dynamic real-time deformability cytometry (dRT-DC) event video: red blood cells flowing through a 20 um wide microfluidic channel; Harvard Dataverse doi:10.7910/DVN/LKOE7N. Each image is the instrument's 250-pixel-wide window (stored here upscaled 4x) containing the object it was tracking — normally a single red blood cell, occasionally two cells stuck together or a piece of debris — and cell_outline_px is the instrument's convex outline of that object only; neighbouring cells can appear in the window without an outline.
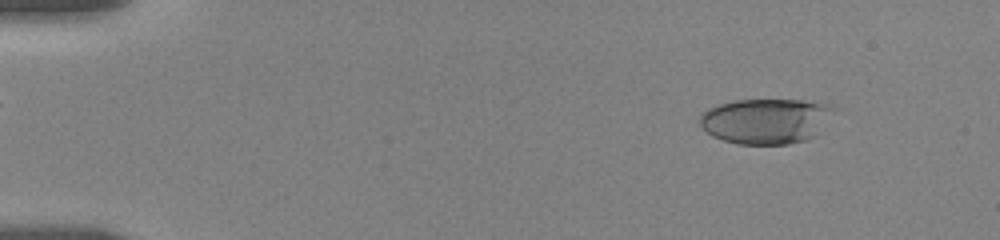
{"species": "human", "species_latin": "Homo sapiens", "temperature_condition": "room temperature", "stored_images_in_passage": 57, "camera_frame_rate_fps": 3000, "um_per_image_px": 0.085, "donor": {"sex": "female"}, "frame": {"image": 1, "passage_image": 6, "time_ms": 1.667, "image_size_px": [1000, 240], "cell_outline_px": [[840, 108], [812, 136], [804, 140], [788, 144], [736, 144], [712, 136], [700, 124], [700, 112], [716, 104], [732, 100], [804, 100], [828, 104]], "centroid_in_image_um": [65.09, 10.26], "position_along_channel_um": 19.9, "area_um2": 35.55}}
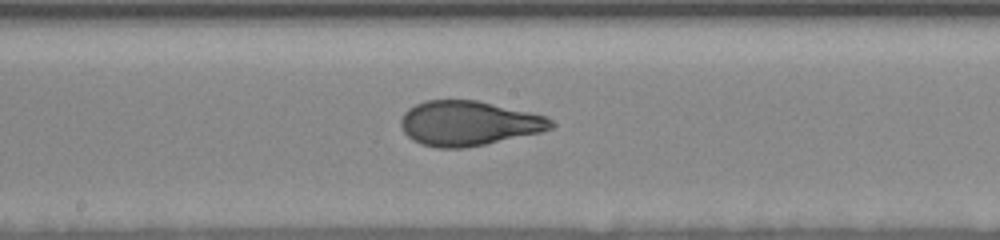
{"frame": {"image": 2, "passage_image": 31, "time_ms": 10.0, "image_size_px": [1000, 240], "cell_outline_px": [[556, 124], [552, 128], [540, 132], [484, 144], [464, 148], [436, 148], [420, 144], [412, 140], [404, 132], [400, 124], [400, 120], [404, 112], [408, 108], [424, 100], [476, 100], [548, 116]], "centroid_in_image_um": [39.81, 10.48], "position_along_channel_um": 208.4, "area_um2": 39.19}}
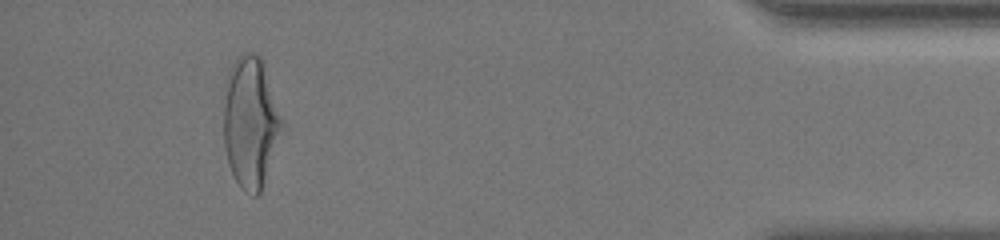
{"frame": {"image": 3, "passage_image": 53, "time_ms": 17.333, "image_size_px": [1000, 240], "cell_outline_px": [[284, 124], [260, 192], [256, 196], [252, 196], [244, 192], [240, 188], [228, 164], [224, 148], [224, 104], [228, 72], [232, 64], [244, 52], [252, 52], [260, 56], [264, 60]], "centroid_in_image_um": [21.3, 10.37], "position_along_channel_um": 413.9, "area_um2": 44.51}, "authors_computed_cell_mechanics": {"area_um2": 38.5526, "velocity_mm_per_s": 3.5204, "shape_relaxation_time_tau1_ms": 4.2641, "shape_relaxation_time_tau2_ms": 1.0293, "deformation_change_tau1": 0.1808, "deformation_change_tau2": 0.0796}}